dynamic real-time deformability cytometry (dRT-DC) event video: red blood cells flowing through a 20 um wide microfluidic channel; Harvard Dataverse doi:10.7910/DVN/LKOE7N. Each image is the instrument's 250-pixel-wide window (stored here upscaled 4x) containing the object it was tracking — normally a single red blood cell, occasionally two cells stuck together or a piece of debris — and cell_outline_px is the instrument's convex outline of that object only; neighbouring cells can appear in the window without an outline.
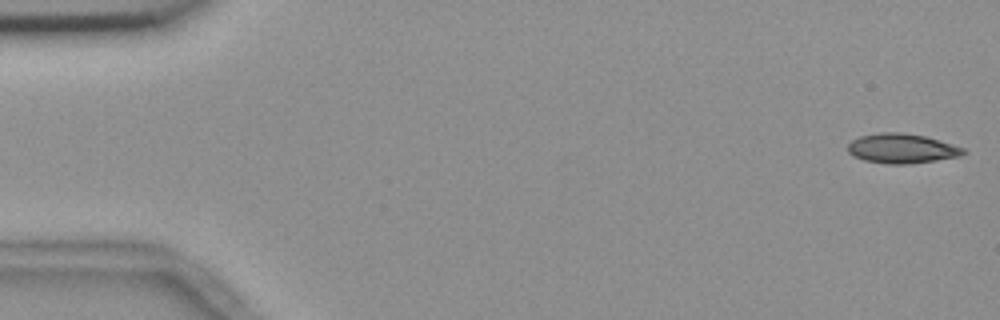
{"species": "common noctule bat (a hibernating species)", "species_latin": "Nyctalus noctula", "temperature_condition": "room temperature", "stored_images_in_passage": 31, "camera_frame_rate_fps": 3000, "um_per_image_px": 0.085, "animal": {"sex": "female", "body_mass_g": 18.4}, "frame": {"image": 1, "passage_image": 1, "time_ms": 0.0, "image_size_px": [1000, 320], "cell_outline_px": [[968, 152], [964, 156], [908, 164], [888, 164], [864, 160], [852, 156], [848, 152], [848, 144], [852, 140], [860, 136], [880, 132], [900, 132], [924, 136], [964, 148]], "centroid_in_image_um": [76.66, 12.63], "position_along_channel_um": 8.3, "area_um2": 20.0}}
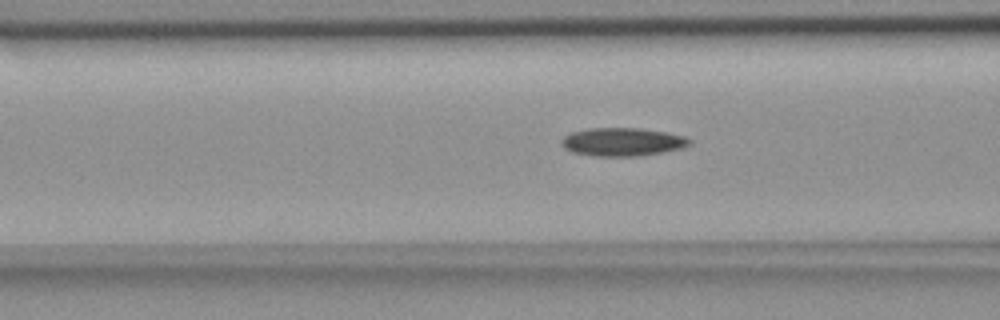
{"frame": {"image": 2, "passage_image": 21, "time_ms": 6.667, "image_size_px": [1000, 320], "cell_outline_px": [[692, 144], [680, 148], [660, 152], [636, 156], [592, 156], [572, 152], [564, 148], [560, 144], [560, 140], [564, 136], [572, 132], [588, 128], [640, 128], [668, 132], [684, 136], [692, 140]], "centroid_in_image_um": [52.88, 12.05], "position_along_channel_um": 113.7, "area_um2": 21.15}}
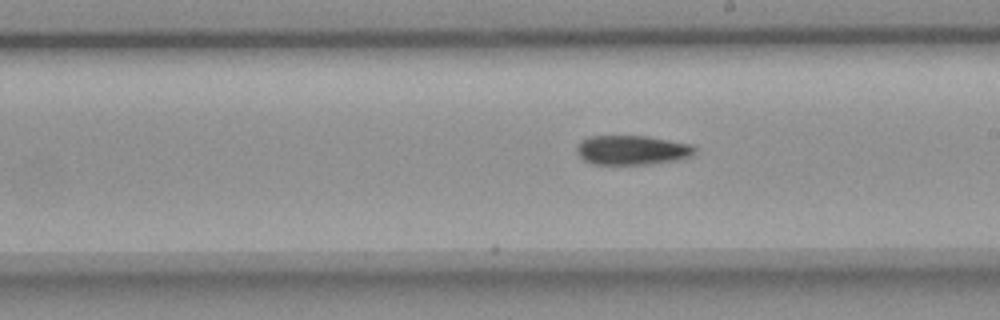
{"frame": {"image": 3, "passage_image": 31, "time_ms": 10.0, "image_size_px": [1000, 320], "cell_outline_px": [[696, 152], [688, 156], [672, 160], [648, 164], [592, 164], [584, 160], [576, 152], [576, 148], [580, 140], [588, 136], [644, 136], [668, 140], [688, 144], [696, 148]], "centroid_in_image_um": [53.63, 12.75], "position_along_channel_um": 235.4, "area_um2": 19.94}}